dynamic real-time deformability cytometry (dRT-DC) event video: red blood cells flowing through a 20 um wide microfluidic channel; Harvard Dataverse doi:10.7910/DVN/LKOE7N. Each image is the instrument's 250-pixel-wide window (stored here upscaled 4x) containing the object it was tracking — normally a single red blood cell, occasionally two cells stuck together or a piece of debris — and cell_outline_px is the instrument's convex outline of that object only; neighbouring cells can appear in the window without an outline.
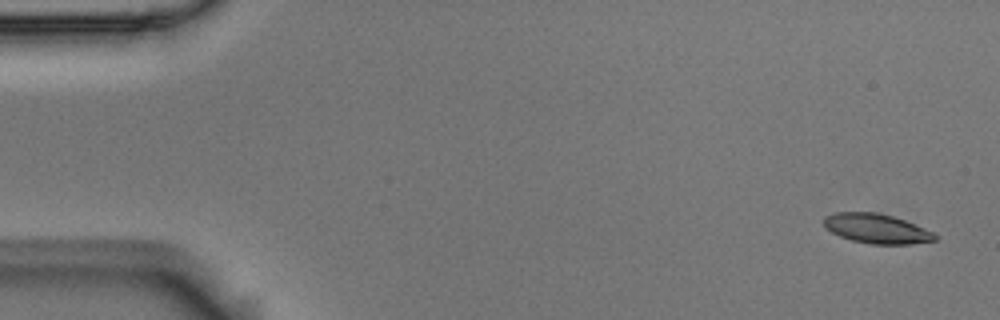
{"species": "Egyptian fruit bat (a non-hibernating species)", "species_latin": "Rousettus aegyptiacus", "temperature_condition": "room temperature", "stored_images_in_passage": 5, "camera_frame_rate_fps": 3000, "um_per_image_px": 0.085, "animal": {"sex": "male"}, "frame": {"image": 1, "passage_image": 1, "time_ms": 0.0, "image_size_px": [1000, 320], "cell_outline_px": [[940, 236], [936, 240], [908, 244], [868, 244], [852, 240], [840, 236], [824, 228], [824, 216], [836, 212], [876, 212], [892, 216], [904, 220], [936, 232]], "centroid_in_image_um": [74.53, 19.43], "position_along_channel_um": 10.5, "area_um2": 19.31}}